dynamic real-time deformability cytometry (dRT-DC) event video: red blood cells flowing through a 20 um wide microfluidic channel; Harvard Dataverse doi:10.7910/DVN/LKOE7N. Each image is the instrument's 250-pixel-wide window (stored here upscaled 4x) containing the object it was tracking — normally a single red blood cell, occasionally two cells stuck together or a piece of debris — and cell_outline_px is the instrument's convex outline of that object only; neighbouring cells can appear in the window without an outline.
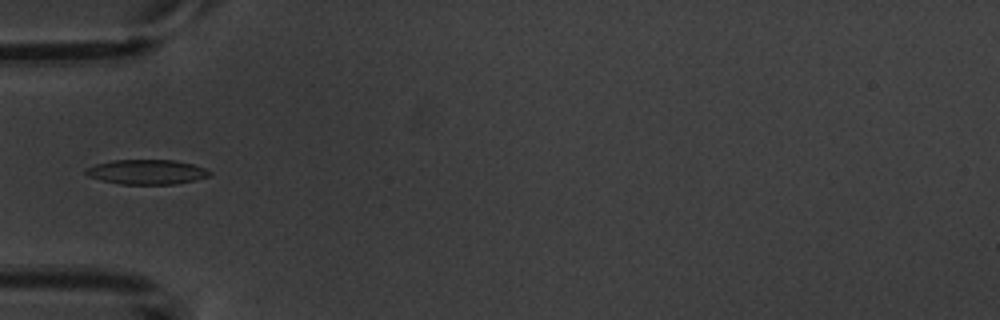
{"species": "common noctule bat (a hibernating species)", "species_latin": "Nyctalus noctula", "temperature_condition": "warm", "stored_images_in_passage": 2, "camera_frame_rate_fps": 3000, "um_per_image_px": 0.085, "animal": {"sex": "male", "body_mass_g": 20.1, "forearm_length_mm": 53.5}, "frame": {"image": 1, "passage_image": 2, "time_ms": 1.0, "image_size_px": [1000, 320], "cell_outline_px": [[212, 172], [208, 176], [196, 180], [172, 184], [120, 184], [100, 180], [88, 176], [84, 172], [84, 168], [96, 164], [112, 160], [172, 160], [192, 164], [204, 168]], "centroid_in_image_um": [12.42, 14.61], "position_along_channel_um": 72.6, "area_um2": 17.8}}